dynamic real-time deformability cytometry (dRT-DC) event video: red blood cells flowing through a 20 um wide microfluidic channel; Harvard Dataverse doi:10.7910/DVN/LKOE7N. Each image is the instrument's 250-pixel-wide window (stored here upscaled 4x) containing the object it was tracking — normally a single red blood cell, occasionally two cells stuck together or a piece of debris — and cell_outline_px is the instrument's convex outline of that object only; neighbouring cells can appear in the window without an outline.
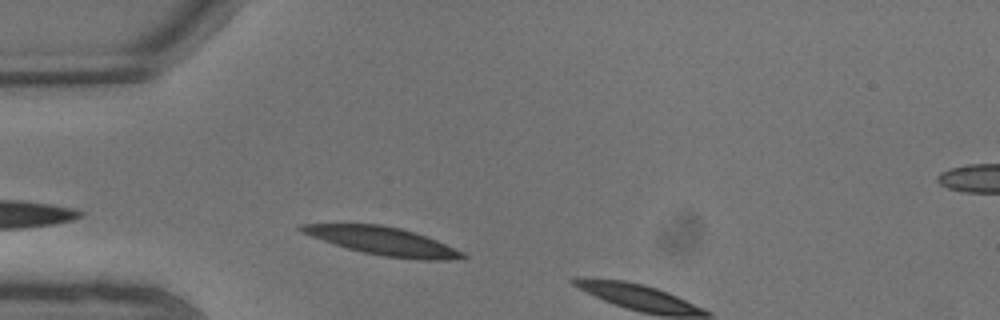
{"species": "common noctule bat (a hibernating species)", "species_latin": "Nyctalus noctula", "temperature_condition": "warm", "stored_images_in_passage": 3, "camera_frame_rate_fps": 3000, "um_per_image_px": 0.085, "animal": {"sex": "male", "body_mass_g": 13.3}, "frame": {"image": 1, "passage_image": 2, "time_ms": 0.333, "image_size_px": [1000, 320], "cell_outline_px": [[468, 256], [464, 260], [420, 260], [384, 256], [364, 252], [348, 248], [300, 232], [296, 228], [300, 224], [380, 224], [400, 228], [416, 232], [436, 240], [464, 252]], "centroid_in_image_um": [32.62, 20.5], "position_along_channel_um": 52.4, "area_um2": 26.24}}